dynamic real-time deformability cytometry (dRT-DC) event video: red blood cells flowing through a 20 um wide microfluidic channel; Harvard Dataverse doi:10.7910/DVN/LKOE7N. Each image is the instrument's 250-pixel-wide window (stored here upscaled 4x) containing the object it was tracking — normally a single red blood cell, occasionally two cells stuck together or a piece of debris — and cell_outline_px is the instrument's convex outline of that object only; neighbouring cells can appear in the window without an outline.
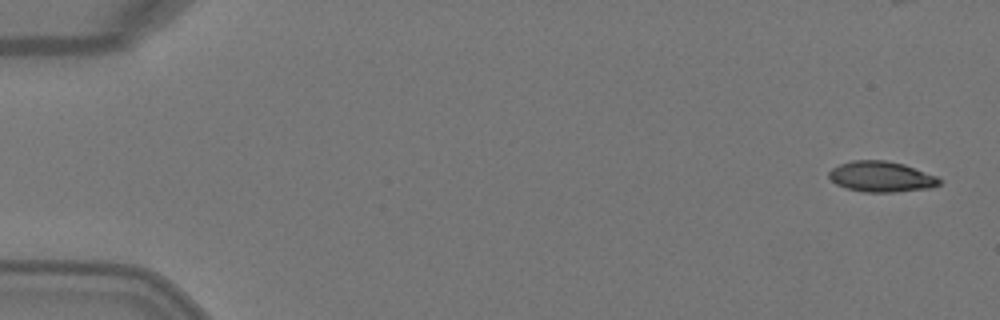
{"species": "Egyptian fruit bat (a non-hibernating species)", "species_latin": "Rousettus aegyptiacus", "temperature_condition": "warm", "stored_images_in_passage": 5, "camera_frame_rate_fps": 3000, "um_per_image_px": 0.085, "animal": {"sex": "female"}, "frame": {"image": 1, "passage_image": 1, "time_ms": 0.0, "image_size_px": [1000, 320], "cell_outline_px": [[940, 184], [932, 188], [896, 192], [864, 192], [848, 188], [836, 184], [828, 176], [828, 172], [832, 168], [840, 164], [852, 160], [884, 160], [904, 164], [936, 176], [940, 180]], "centroid_in_image_um": [74.9, 15.02], "position_along_channel_um": 10.1, "area_um2": 19.65}}
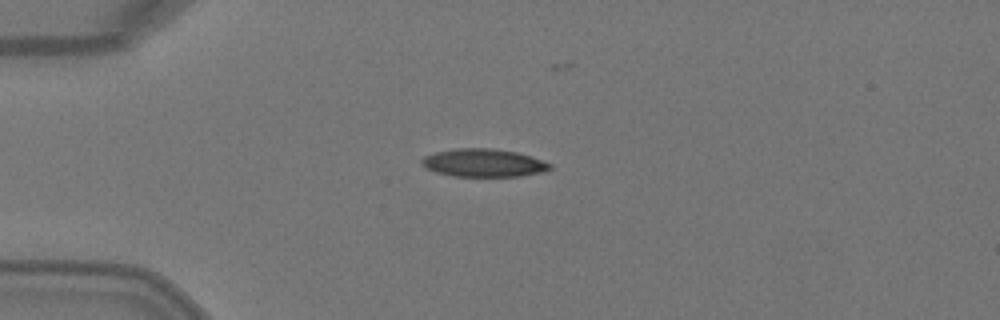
{"frame": {"image": 2, "passage_image": 4, "time_ms": 1.0, "image_size_px": [1000, 320], "cell_outline_px": [[552, 168], [544, 172], [520, 176], [452, 176], [436, 172], [420, 164], [420, 160], [424, 156], [436, 152], [456, 148], [492, 148], [516, 152], [532, 156], [552, 164]], "centroid_in_image_um": [41.12, 13.84], "position_along_channel_um": 43.9, "area_um2": 20.98}}
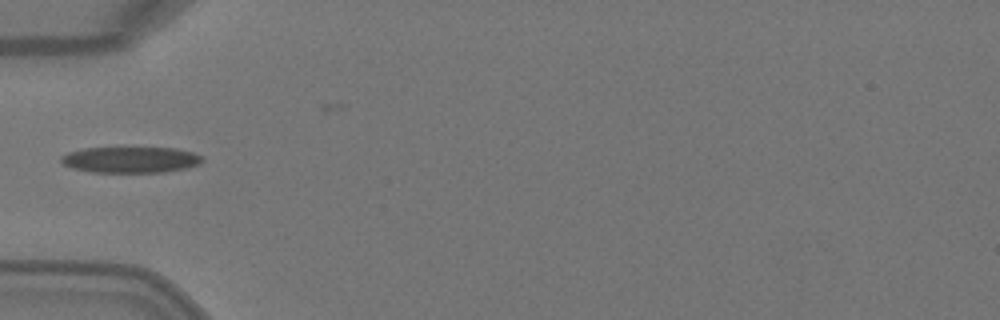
{"frame": {"image": 3, "passage_image": 5, "time_ms": 1.333, "image_size_px": [1000, 320], "cell_outline_px": [[204, 160], [200, 164], [184, 168], [164, 172], [92, 172], [72, 168], [64, 164], [60, 160], [60, 156], [68, 152], [84, 148], [176, 148], [192, 152], [204, 156]], "centroid_in_image_um": [11.11, 13.57], "position_along_channel_um": 73.9, "area_um2": 21.44}}